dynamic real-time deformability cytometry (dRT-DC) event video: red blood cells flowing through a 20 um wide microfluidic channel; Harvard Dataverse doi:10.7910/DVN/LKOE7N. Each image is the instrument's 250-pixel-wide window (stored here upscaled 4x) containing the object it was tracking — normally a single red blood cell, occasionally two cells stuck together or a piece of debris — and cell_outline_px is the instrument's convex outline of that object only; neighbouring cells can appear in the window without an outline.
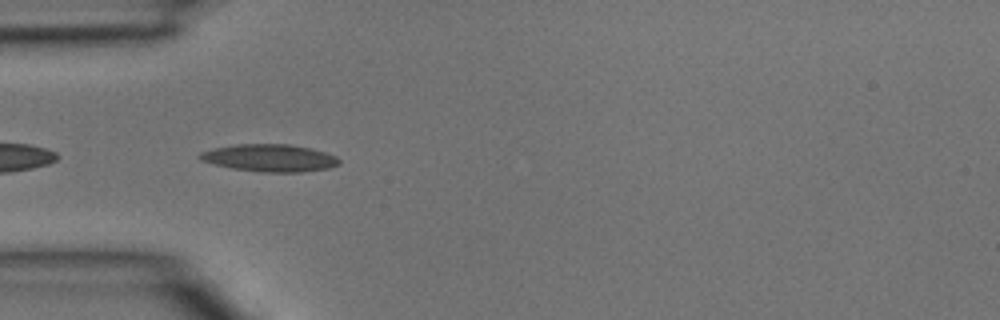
{"species": "common noctule bat (a hibernating species)", "species_latin": "Nyctalus noctula", "temperature_condition": "room temperature", "stored_images_in_passage": 4, "camera_frame_rate_fps": 3000, "um_per_image_px": 0.085, "animal": {"sex": "male", "body_mass_g": 15.6}, "frame": {"image": 1, "passage_image": 4, "time_ms": 1.0, "image_size_px": [1000, 320], "cell_outline_px": [[340, 164], [328, 168], [300, 172], [260, 172], [232, 168], [200, 160], [196, 156], [200, 152], [212, 148], [236, 144], [288, 144], [312, 148], [336, 156], [340, 160]], "centroid_in_image_um": [22.91, 13.42], "position_along_channel_um": 62.1, "area_um2": 22.25}}